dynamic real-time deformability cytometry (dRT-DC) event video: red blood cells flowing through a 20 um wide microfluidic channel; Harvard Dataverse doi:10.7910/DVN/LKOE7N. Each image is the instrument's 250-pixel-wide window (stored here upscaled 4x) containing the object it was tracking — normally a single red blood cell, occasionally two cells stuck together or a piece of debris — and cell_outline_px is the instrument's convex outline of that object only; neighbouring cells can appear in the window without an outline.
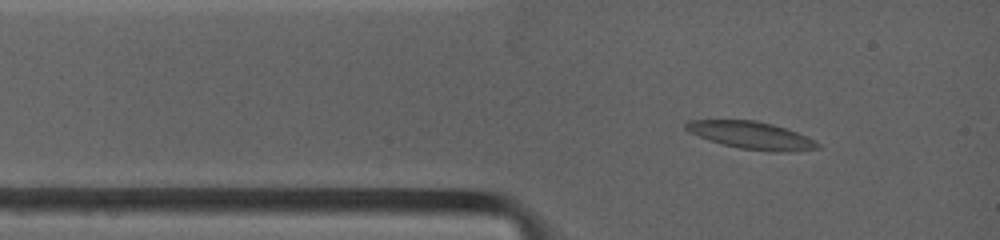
{"species": "common noctule bat (a hibernating species)", "species_latin": "Nyctalus noctula", "temperature_condition": "warm", "stored_images_in_passage": 5, "camera_frame_rate_fps": 4500, "um_per_image_px": 0.085, "animal": {"sex": "female", "body_mass_g": 19.0, "forearm_length_mm": 53.3}, "frame": {"image": 1, "passage_image": 2, "time_ms": 0.889, "image_size_px": [1000, 240], "cell_outline_px": [[820, 148], [788, 152], [772, 152], [740, 148], [708, 140], [688, 132], [684, 128], [684, 124], [688, 120], [756, 120], [772, 124], [796, 132], [816, 140], [820, 144]], "centroid_in_image_um": [63.86, 11.5], "position_along_channel_um": 21.1, "area_um2": 21.1}}
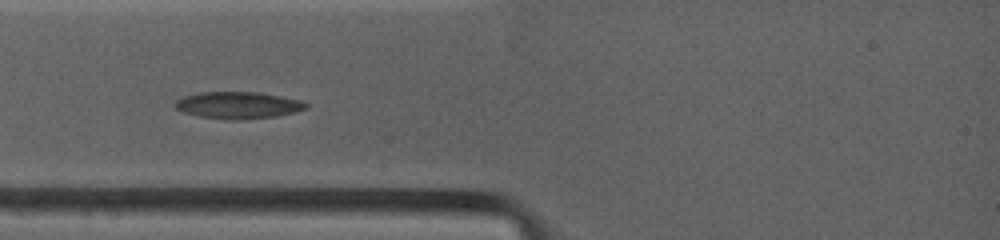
{"frame": {"image": 2, "passage_image": 4, "time_ms": 2.444, "image_size_px": [1000, 240], "cell_outline_px": [[308, 108], [296, 112], [276, 116], [240, 120], [232, 120], [200, 116], [184, 112], [176, 108], [176, 100], [184, 96], [200, 92], [256, 92], [280, 96], [300, 100], [308, 104]], "centroid_in_image_um": [20.27, 8.94], "position_along_channel_um": 64.7, "area_um2": 20.35}}
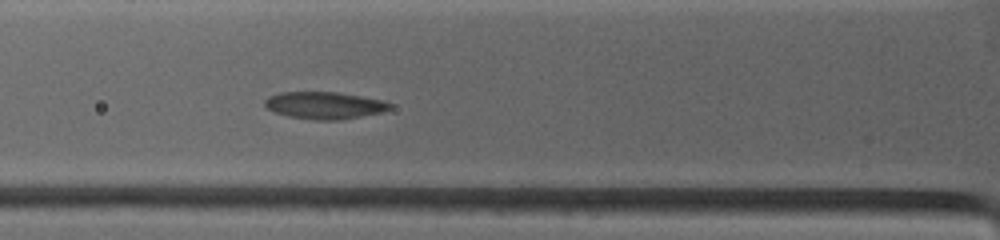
{"frame": {"image": 3, "passage_image": 5, "time_ms": 3.333, "image_size_px": [1000, 240], "cell_outline_px": [[392, 108], [380, 112], [340, 120], [316, 120], [288, 116], [264, 108], [264, 100], [268, 96], [280, 92], [336, 92], [384, 100], [392, 104]], "centroid_in_image_um": [27.55, 8.95], "position_along_channel_um": 98.3, "area_um2": 19.77}}